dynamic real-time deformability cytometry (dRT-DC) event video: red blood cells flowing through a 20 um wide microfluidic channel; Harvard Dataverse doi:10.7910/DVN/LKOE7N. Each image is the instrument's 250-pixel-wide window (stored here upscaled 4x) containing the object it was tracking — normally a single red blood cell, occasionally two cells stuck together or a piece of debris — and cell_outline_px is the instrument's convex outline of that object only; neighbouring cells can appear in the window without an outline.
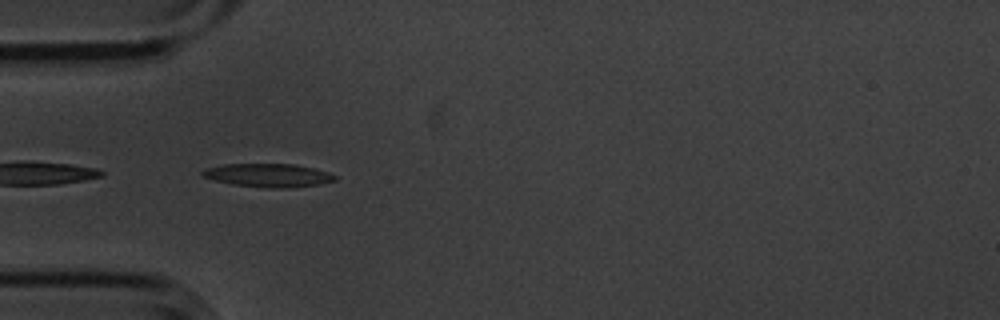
{"species": "common noctule bat (a hibernating species)", "species_latin": "Nyctalus noctula", "temperature_condition": "cold", "stored_images_in_passage": 5, "camera_frame_rate_fps": 3000, "um_per_image_px": 0.085, "animal": {"sex": "male", "body_mass_g": 20.1, "forearm_length_mm": 53.5}, "frame": {"image": 1, "passage_image": 5, "time_ms": 1.333, "image_size_px": [1000, 320], "cell_outline_px": [[336, 180], [320, 184], [288, 188], [268, 188], [232, 184], [200, 176], [200, 172], [208, 168], [224, 164], [296, 164], [328, 172], [336, 176]], "centroid_in_image_um": [22.8, 14.9], "position_along_channel_um": 62.2, "area_um2": 17.98}}